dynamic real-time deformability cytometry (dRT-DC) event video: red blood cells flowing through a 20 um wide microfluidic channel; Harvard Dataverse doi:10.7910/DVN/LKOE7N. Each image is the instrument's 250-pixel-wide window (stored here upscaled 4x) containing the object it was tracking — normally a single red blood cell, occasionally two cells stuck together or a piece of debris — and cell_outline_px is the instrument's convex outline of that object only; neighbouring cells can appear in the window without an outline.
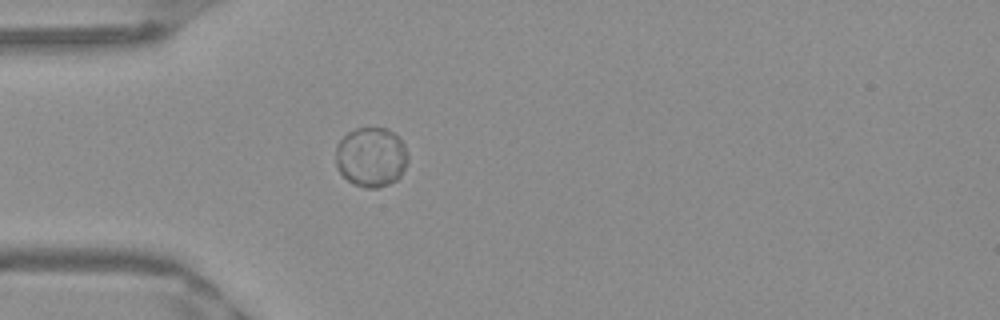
{"species": "Egyptian fruit bat (a non-hibernating species)", "species_latin": "Rousettus aegyptiacus", "temperature_condition": "warm", "stored_images_in_passage": 37, "camera_frame_rate_fps": 3000, "um_per_image_px": 0.085, "frame": {"image": 1, "passage_image": 1, "time_ms": 0.0, "image_size_px": [1000, 320], "cell_outline_px": [[408, 160], [400, 176], [396, 180], [388, 184], [376, 188], [368, 188], [352, 184], [340, 172], [336, 164], [336, 144], [348, 132], [356, 128], [388, 128], [404, 144], [408, 156]], "centroid_in_image_um": [31.54, 13.35], "position_along_channel_um": 53.5, "area_um2": 25.03}}
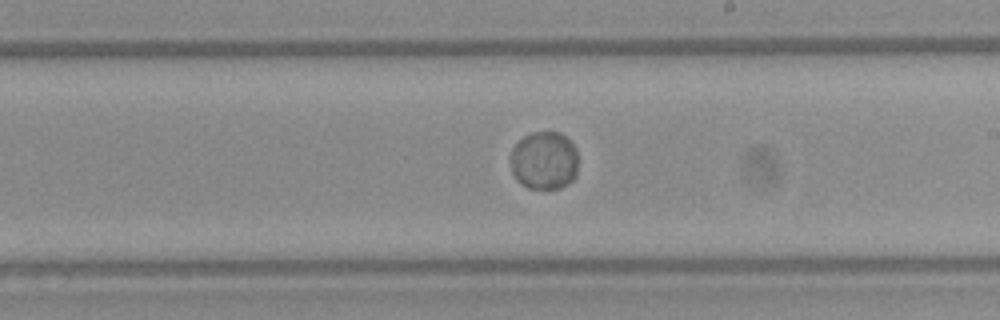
{"frame": {"image": 2, "passage_image": 16, "time_ms": 5.0, "image_size_px": [1000, 320], "cell_outline_px": [[576, 176], [568, 184], [560, 188], [528, 188], [520, 184], [516, 180], [512, 172], [512, 148], [524, 136], [532, 132], [560, 132], [576, 148]], "centroid_in_image_um": [46.25, 13.65], "position_along_channel_um": 242.7, "area_um2": 22.77}}
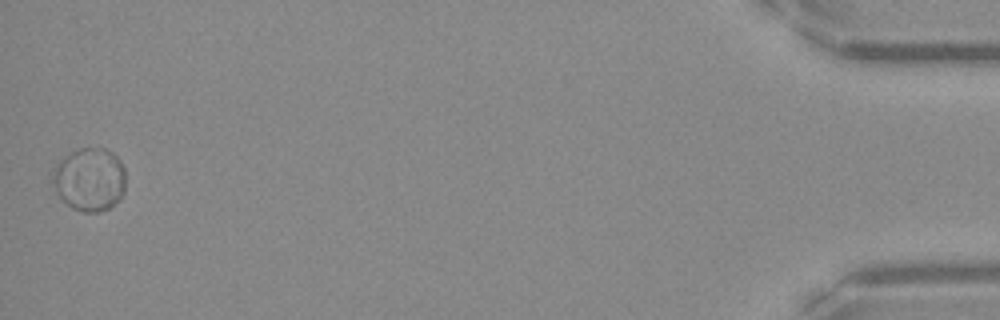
{"frame": {"image": 3, "passage_image": 37, "time_ms": 12.0, "image_size_px": [1000, 320], "cell_outline_px": [[124, 192], [120, 200], [108, 208], [100, 212], [84, 212], [72, 208], [56, 192], [52, 180], [52, 176], [56, 164], [60, 160], [72, 152], [80, 148], [104, 148], [112, 152], [120, 160], [124, 168]], "centroid_in_image_um": [7.63, 15.25], "position_along_channel_um": 427.6, "area_um2": 26.82}, "authors_computed_cell_mechanics": {"area_um2": 24.5072, "velocity_mm_per_s": 3.9181, "shape_relaxation_time_tau1_ms": 1.2079, "shape_relaxation_time_tau2_ms": null, "deformation_change_tau1": 0.0103, "deformation_change_tau2": null}}